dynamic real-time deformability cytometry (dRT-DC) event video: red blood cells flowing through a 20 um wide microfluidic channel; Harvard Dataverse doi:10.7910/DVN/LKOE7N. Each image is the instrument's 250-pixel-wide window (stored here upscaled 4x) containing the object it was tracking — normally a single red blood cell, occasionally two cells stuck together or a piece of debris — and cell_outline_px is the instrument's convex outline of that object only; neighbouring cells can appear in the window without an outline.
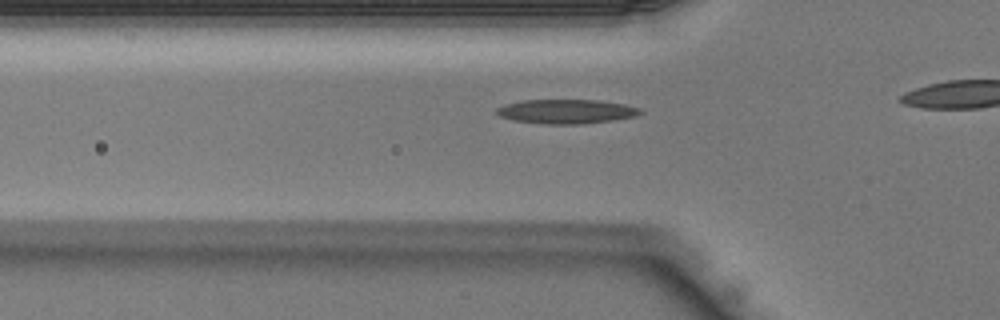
{"species": "Egyptian fruit bat (a non-hibernating species)", "species_latin": "Rousettus aegyptiacus", "temperature_condition": "warm", "stored_images_in_passage": 13, "camera_frame_rate_fps": 3000, "um_per_image_px": 0.085, "animal": {"sex": "male"}, "frame": {"image": 1, "passage_image": 6, "time_ms": 1.667, "image_size_px": [1000, 320], "cell_outline_px": [[644, 112], [632, 116], [612, 120], [584, 124], [540, 124], [512, 120], [500, 116], [496, 112], [496, 108], [504, 104], [524, 100], [596, 100], [624, 104], [640, 108]], "centroid_in_image_um": [48.09, 9.48], "position_along_channel_um": 77.7, "area_um2": 20.29}}
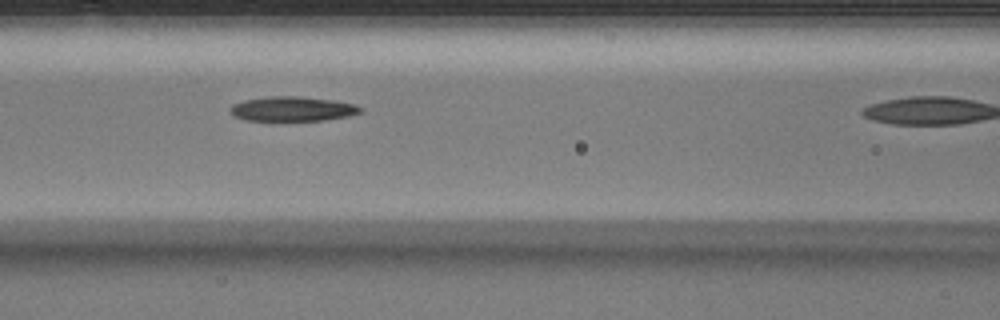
{"frame": {"image": 2, "passage_image": 10, "time_ms": 3.0, "image_size_px": [1000, 320], "cell_outline_px": [[364, 108], [360, 112], [348, 116], [324, 120], [244, 120], [232, 116], [228, 112], [228, 108], [232, 104], [244, 100], [272, 96], [296, 96], [332, 100], [356, 104]], "centroid_in_image_um": [24.81, 9.25], "position_along_channel_um": 141.8, "area_um2": 18.73}}